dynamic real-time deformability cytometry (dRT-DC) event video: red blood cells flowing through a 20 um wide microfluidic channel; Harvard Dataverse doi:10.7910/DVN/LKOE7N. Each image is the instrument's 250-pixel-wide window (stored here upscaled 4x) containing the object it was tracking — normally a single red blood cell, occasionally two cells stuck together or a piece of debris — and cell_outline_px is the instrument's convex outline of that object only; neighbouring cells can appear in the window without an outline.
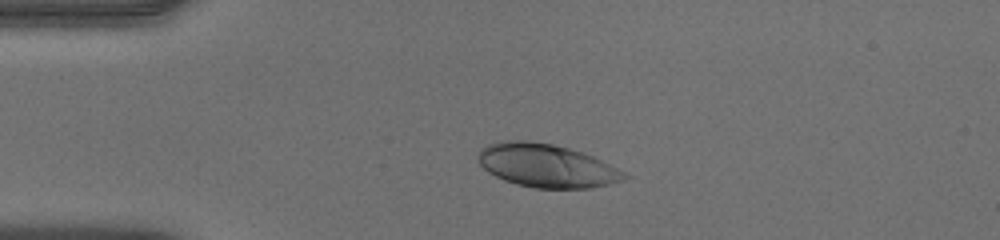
{"species": "human", "species_latin": "Homo sapiens", "temperature_condition": "warm", "stored_images_in_passage": 42, "camera_frame_rate_fps": 3000, "um_per_image_px": 0.085, "donor": {"sex": "male"}, "frame": {"image": 1, "passage_image": 4, "time_ms": 1.0, "image_size_px": [1000, 240], "cell_outline_px": [[628, 176], [624, 180], [612, 184], [588, 188], [536, 188], [516, 184], [504, 180], [488, 172], [476, 160], [476, 156], [480, 148], [488, 144], [508, 140], [524, 140], [552, 144], [568, 148], [592, 156], [624, 172]], "centroid_in_image_um": [46.41, 14.08], "position_along_channel_um": 38.6, "area_um2": 36.76}}
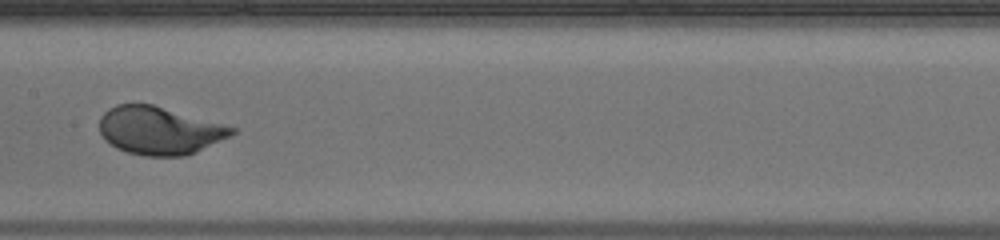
{"frame": {"image": 2, "passage_image": 18, "time_ms": 5.667, "image_size_px": [1000, 240], "cell_outline_px": [[236, 132], [232, 136], [196, 152], [184, 156], [144, 156], [128, 152], [116, 148], [104, 140], [100, 132], [100, 116], [108, 108], [116, 104], [152, 104], [236, 128]], "centroid_in_image_um": [13.53, 11.1], "position_along_channel_um": 193.9, "area_um2": 36.93}}
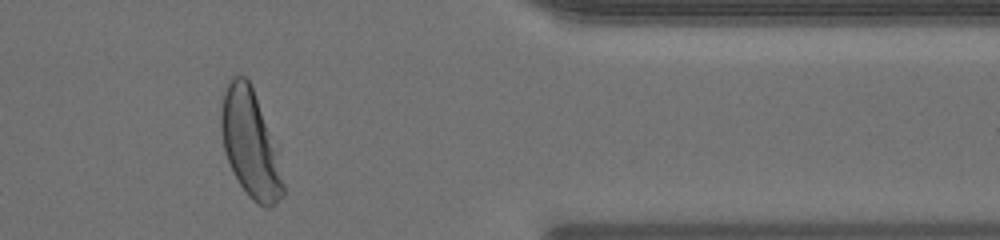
{"frame": {"image": 3, "passage_image": 34, "time_ms": 11.0, "image_size_px": [1000, 240], "cell_outline_px": [[284, 196], [276, 204], [268, 208], [264, 208], [252, 200], [248, 196], [240, 184], [228, 160], [224, 148], [220, 128], [220, 112], [224, 92], [228, 76], [244, 76], [248, 80], [252, 88], [280, 148], [284, 184]], "centroid_in_image_um": [21.33, 12.22], "position_along_channel_um": 390.1, "area_um2": 39.71}, "authors_computed_cell_mechanics": {"area_um2": 37.8012, "velocity_mm_per_s": 4.05, "shape_relaxation_time_tau1_ms": 2.118, "shape_relaxation_time_tau2_ms": null, "deformation_change_tau1": 0.1648, "deformation_change_tau2": null}}